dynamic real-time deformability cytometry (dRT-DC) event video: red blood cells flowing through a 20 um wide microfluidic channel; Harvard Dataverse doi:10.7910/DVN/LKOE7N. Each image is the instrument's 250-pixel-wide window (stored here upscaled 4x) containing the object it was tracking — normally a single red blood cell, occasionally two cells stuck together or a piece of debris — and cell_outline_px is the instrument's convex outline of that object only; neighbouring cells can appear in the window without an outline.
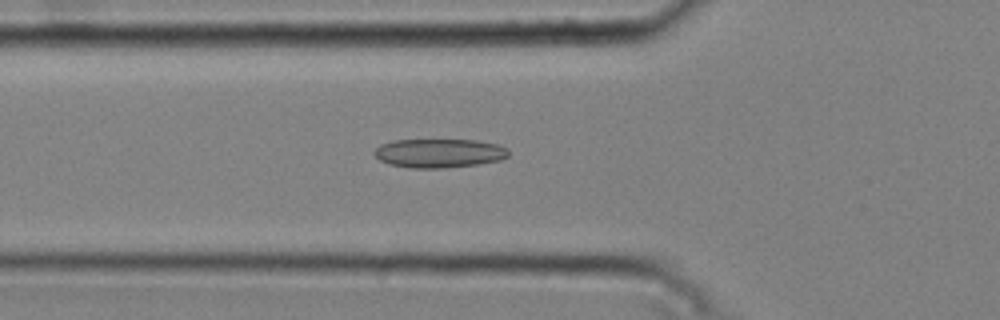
{"species": "common noctule bat (a hibernating species)", "species_latin": "Nyctalus noctula", "temperature_condition": "cold", "stored_images_in_passage": 50, "camera_frame_rate_fps": 3000, "um_per_image_px": 0.085, "animal": {"sex": "male", "body_mass_g": 20.4}, "frame": {"image": 1, "passage_image": 18, "time_ms": 5.667, "image_size_px": [1000, 320], "cell_outline_px": [[508, 156], [500, 160], [476, 164], [444, 168], [408, 168], [388, 164], [380, 160], [372, 152], [380, 144], [392, 140], [476, 140], [496, 144], [508, 148]], "centroid_in_image_um": [37.29, 13.02], "position_along_channel_um": 88.5, "area_um2": 22.66}}
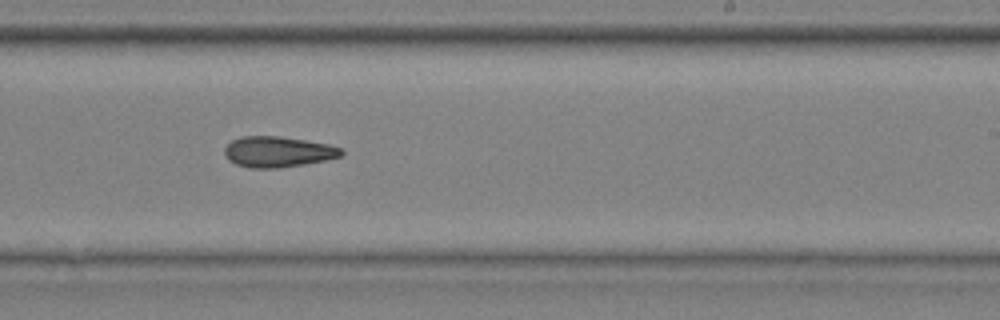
{"frame": {"image": 2, "passage_image": 32, "time_ms": 10.333, "image_size_px": [1000, 320], "cell_outline_px": [[344, 152], [340, 156], [324, 160], [304, 164], [280, 168], [248, 168], [236, 164], [228, 160], [224, 152], [224, 148], [232, 140], [240, 136], [280, 136], [328, 144], [340, 148]], "centroid_in_image_um": [23.57, 12.9], "position_along_channel_um": 265.4, "area_um2": 20.87}}
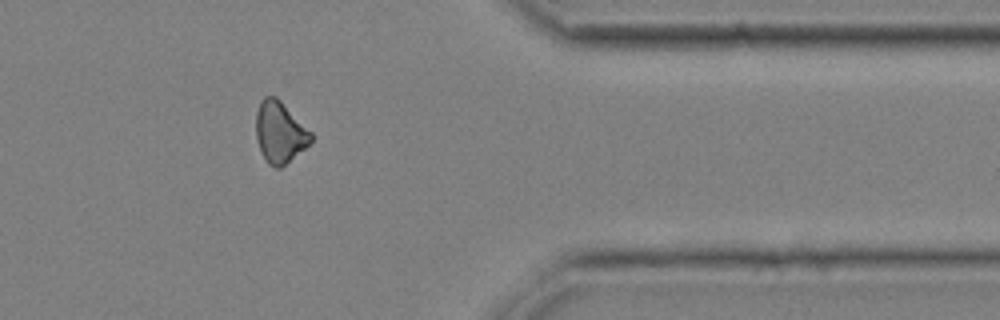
{"frame": {"image": 3, "passage_image": 43, "time_ms": 14.0, "image_size_px": [1000, 320], "cell_outline_px": [[312, 140], [304, 148], [280, 168], [276, 168], [268, 164], [260, 152], [256, 140], [256, 112], [260, 100], [264, 96], [276, 96], [312, 132]], "centroid_in_image_um": [23.75, 11.23], "position_along_channel_um": 387.6, "area_um2": 19.65}, "authors_computed_cell_mechanics": {"area_um2": 21.2415, "velocity_mm_per_s": 3.7855, "shape_relaxation_time_tau1_ms": 7.2383, "shape_relaxation_time_tau2_ms": null, "deformation_change_tau1": 0.1151, "deformation_change_tau2": null}}